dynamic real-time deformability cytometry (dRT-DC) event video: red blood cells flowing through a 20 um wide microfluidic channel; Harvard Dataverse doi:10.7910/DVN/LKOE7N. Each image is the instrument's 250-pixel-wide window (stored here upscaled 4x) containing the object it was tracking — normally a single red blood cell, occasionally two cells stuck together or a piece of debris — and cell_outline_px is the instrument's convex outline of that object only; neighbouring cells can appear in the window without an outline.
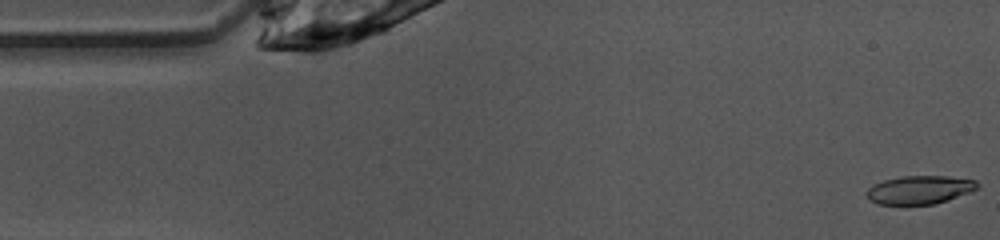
{"species": "common noctule bat (a hibernating species)", "species_latin": "Nyctalus noctula", "temperature_condition": "warm", "stored_images_in_passage": 48, "camera_frame_rate_fps": 3000, "um_per_image_px": 0.085, "animal": {"sex": "female", "body_mass_g": 10.0, "forearm_length_mm": 53.1}, "frame": {"image": 1, "passage_image": 1, "time_ms": 0.0, "image_size_px": [1000, 240], "cell_outline_px": [[980, 184], [976, 188], [968, 192], [948, 200], [936, 204], [876, 204], [868, 200], [864, 192], [872, 184], [884, 180], [900, 176], [948, 176], [976, 180]], "centroid_in_image_um": [78.11, 16.13], "position_along_channel_um": 6.9, "area_um2": 18.44}}
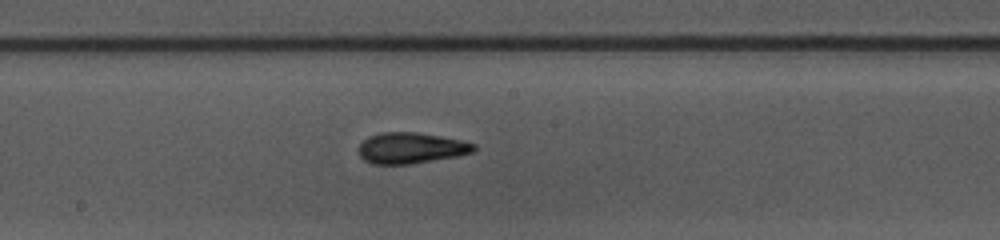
{"frame": {"image": 2, "passage_image": 24, "time_ms": 7.667, "image_size_px": [1000, 240], "cell_outline_px": [[476, 148], [472, 152], [456, 156], [408, 164], [372, 164], [364, 160], [360, 156], [360, 144], [368, 136], [380, 132], [416, 132], [440, 136], [460, 140], [476, 144]], "centroid_in_image_um": [34.91, 12.57], "position_along_channel_um": 213.3, "area_um2": 20.58}}
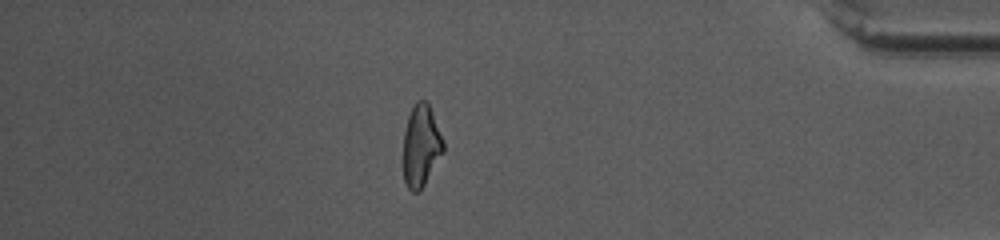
{"frame": {"image": 3, "passage_image": 41, "time_ms": 13.333, "image_size_px": [1000, 240], "cell_outline_px": [[444, 152], [420, 192], [412, 192], [408, 188], [404, 180], [404, 132], [408, 116], [416, 100], [428, 100], [444, 140]], "centroid_in_image_um": [35.81, 12.38], "position_along_channel_um": 399.4, "area_um2": 19.36}, "authors_computed_cell_mechanics": {"area_um2": 19.8543, "velocity_mm_per_s": 4.0479, "shape_relaxation_time_tau1_ms": 4.9991, "shape_relaxation_time_tau2_ms": 2.0318, "deformation_change_tau1": 0.1886, "deformation_change_tau2": 0.1115}}